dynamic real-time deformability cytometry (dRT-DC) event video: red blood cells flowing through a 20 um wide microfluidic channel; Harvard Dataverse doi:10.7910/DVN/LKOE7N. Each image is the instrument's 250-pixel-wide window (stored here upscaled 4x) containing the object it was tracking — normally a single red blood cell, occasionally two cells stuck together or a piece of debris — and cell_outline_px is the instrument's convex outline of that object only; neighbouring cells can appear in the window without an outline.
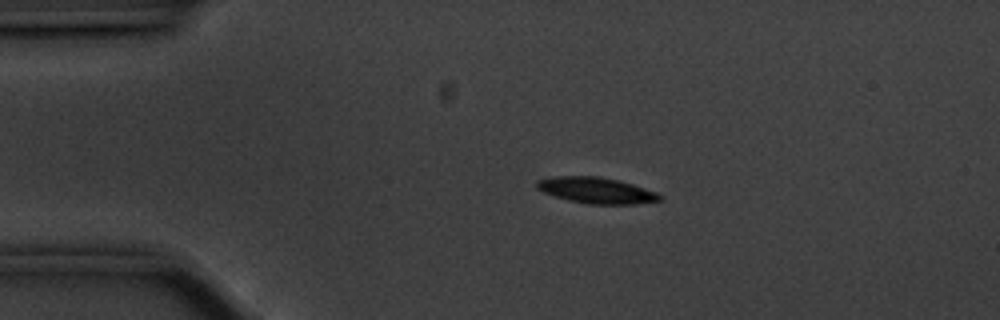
{"species": "common noctule bat (a hibernating species)", "species_latin": "Nyctalus noctula", "temperature_condition": "cold", "stored_images_in_passage": 46, "camera_frame_rate_fps": 3000, "um_per_image_px": 0.085, "animal": {"sex": "male", "body_mass_g": 20.1, "forearm_length_mm": 53.5}, "frame": {"image": 1, "passage_image": 1, "time_ms": 0.0, "image_size_px": [1000, 320], "cell_outline_px": [[660, 200], [632, 204], [588, 204], [568, 200], [544, 192], [536, 188], [536, 180], [552, 176], [600, 176], [620, 180], [656, 192], [660, 196]], "centroid_in_image_um": [50.64, 16.16], "position_along_channel_um": 34.4, "area_um2": 18.55}}
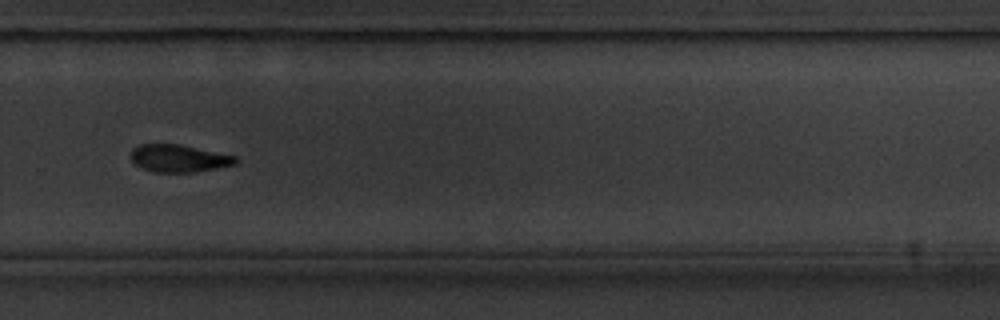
{"frame": {"image": 2, "passage_image": 28, "time_ms": 9.0, "image_size_px": [1000, 320], "cell_outline_px": [[240, 160], [236, 164], [216, 168], [192, 172], [152, 172], [136, 164], [128, 156], [132, 148], [140, 144], [176, 144], [236, 156]], "centroid_in_image_um": [15.17, 13.46], "position_along_channel_um": 314.6, "area_um2": 16.65}}
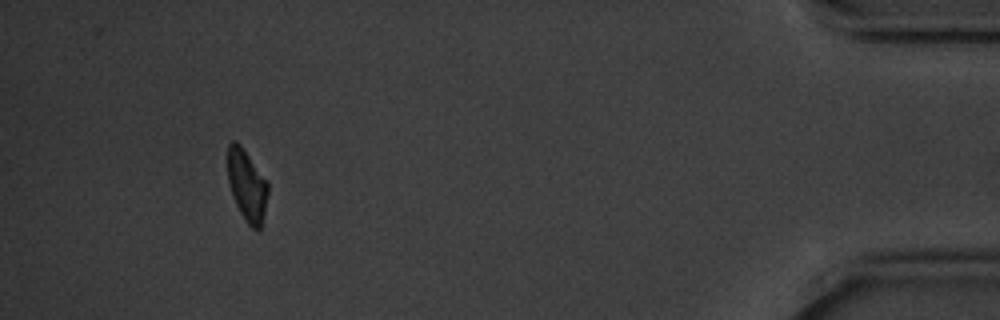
{"frame": {"image": 3, "passage_image": 42, "time_ms": 13.667, "image_size_px": [1000, 320], "cell_outline_px": [[268, 192], [260, 232], [252, 228], [248, 224], [240, 212], [236, 204], [228, 180], [228, 144], [232, 140], [236, 140], [244, 148], [268, 184]], "centroid_in_image_um": [20.99, 15.75], "position_along_channel_um": 414.2, "area_um2": 16.53}, "authors_computed_cell_mechanics": {"area_um2": 17.9758, "velocity_mm_per_s": 3.5245, "shape_relaxation_time_tau1_ms": 2.6284, "shape_relaxation_time_tau2_ms": 9.4533, "deformation_change_tau1": 0.1101, "deformation_change_tau2": 0.1505}}